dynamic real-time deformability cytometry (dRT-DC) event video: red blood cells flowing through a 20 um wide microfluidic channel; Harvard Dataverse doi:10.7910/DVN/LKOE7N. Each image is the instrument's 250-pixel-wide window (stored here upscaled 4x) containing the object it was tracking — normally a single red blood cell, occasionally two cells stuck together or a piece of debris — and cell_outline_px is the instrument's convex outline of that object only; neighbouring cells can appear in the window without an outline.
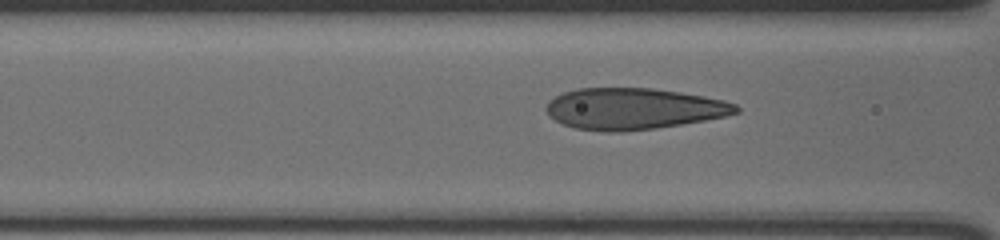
{"species": "human", "species_latin": "Homo sapiens", "temperature_condition": "cold", "stored_images_in_passage": 9, "camera_frame_rate_fps": 3000, "um_per_image_px": 0.085, "donor": {"sex": "male"}, "frame": {"image": 1, "passage_image": 6, "time_ms": 1.667, "image_size_px": [1000, 240], "cell_outline_px": [[740, 112], [724, 116], [704, 120], [656, 128], [620, 132], [604, 132], [576, 128], [564, 124], [556, 120], [544, 108], [548, 100], [564, 92], [576, 88], [652, 88], [680, 92], [704, 96], [724, 100], [736, 104], [740, 108]], "centroid_in_image_um": [53.85, 9.24], "position_along_channel_um": 112.8, "area_um2": 45.66}}